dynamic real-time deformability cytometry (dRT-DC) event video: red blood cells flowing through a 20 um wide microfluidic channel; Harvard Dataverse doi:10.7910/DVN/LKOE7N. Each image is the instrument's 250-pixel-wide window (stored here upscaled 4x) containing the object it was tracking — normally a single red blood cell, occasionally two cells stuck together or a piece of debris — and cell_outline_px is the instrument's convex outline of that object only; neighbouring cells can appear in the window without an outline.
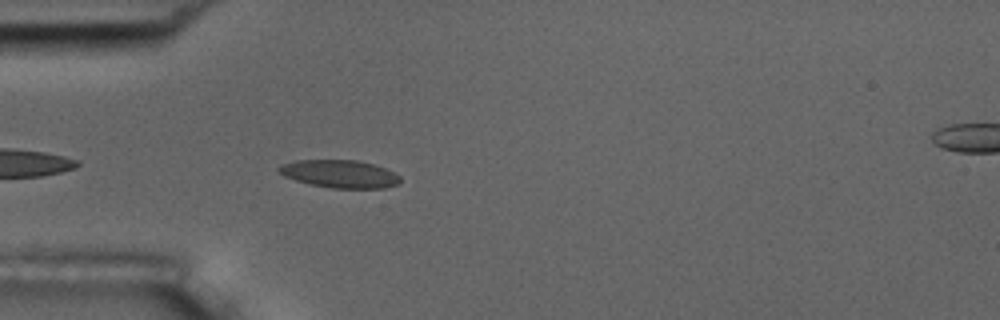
{"species": "common noctule bat (a hibernating species)", "species_latin": "Nyctalus noctula", "temperature_condition": "room temperature", "stored_images_in_passage": 2, "segment_of_instrument_passage": [1, 2], "camera_frame_rate_fps": 3000, "um_per_image_px": 0.085, "animal": {"sex": "male", "body_mass_g": 17.5, "forearm_length_mm": 52.3}, "frame": {"image": 1, "passage_image": 1, "time_ms": 0.0, "image_size_px": [1000, 320], "cell_outline_px": [[400, 184], [384, 188], [332, 188], [312, 184], [296, 180], [284, 176], [276, 168], [280, 164], [296, 160], [356, 160], [372, 164], [384, 168], [400, 176]], "centroid_in_image_um": [28.87, 14.78], "position_along_channel_um": 56.1, "area_um2": 19.54}}